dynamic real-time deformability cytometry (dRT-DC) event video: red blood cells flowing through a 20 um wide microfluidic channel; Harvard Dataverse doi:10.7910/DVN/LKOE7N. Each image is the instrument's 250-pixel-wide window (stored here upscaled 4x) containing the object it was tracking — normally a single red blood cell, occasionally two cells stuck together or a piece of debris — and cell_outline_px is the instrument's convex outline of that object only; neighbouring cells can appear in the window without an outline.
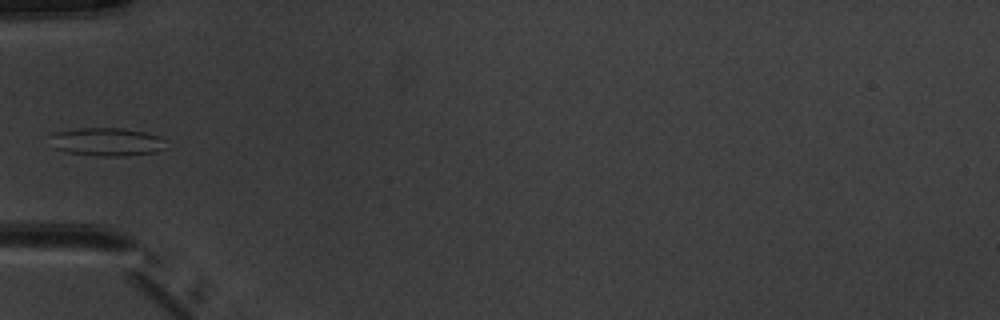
{"species": "common noctule bat (a hibernating species)", "species_latin": "Nyctalus noctula", "temperature_condition": "warm", "stored_images_in_passage": 5, "camera_frame_rate_fps": 3000, "um_per_image_px": 0.085, "animal": {"sex": "male", "body_mass_g": 20.1, "forearm_length_mm": 53.5}, "frame": {"image": 1, "passage_image": 5, "time_ms": 4.667, "image_size_px": [1000, 320], "cell_outline_px": [[168, 148], [156, 152], [124, 156], [96, 156], [68, 152], [56, 148], [52, 136], [56, 132], [80, 128], [124, 128], [144, 132], [160, 136], [164, 140]], "centroid_in_image_um": [9.19, 12.06], "position_along_channel_um": 75.8, "area_um2": 18.9}}